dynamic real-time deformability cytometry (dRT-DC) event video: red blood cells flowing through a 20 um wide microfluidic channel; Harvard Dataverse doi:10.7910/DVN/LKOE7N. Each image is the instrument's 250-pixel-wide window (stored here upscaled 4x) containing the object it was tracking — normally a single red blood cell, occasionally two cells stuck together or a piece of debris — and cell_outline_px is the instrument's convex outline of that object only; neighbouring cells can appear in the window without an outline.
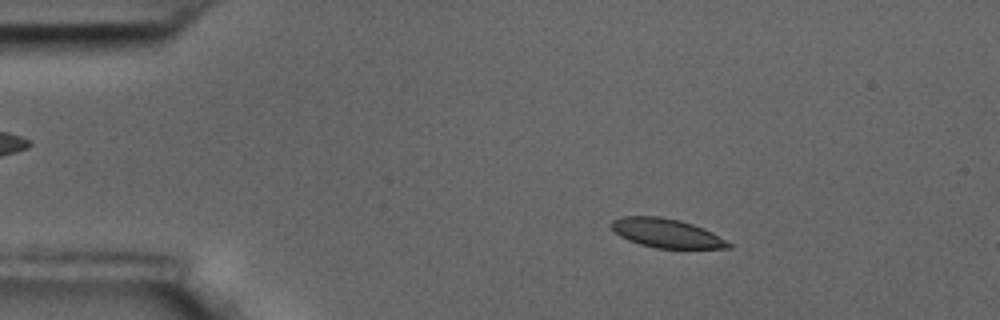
{"species": "common noctule bat (a hibernating species)", "species_latin": "Nyctalus noctula", "temperature_condition": "room temperature", "stored_images_in_passage": 17, "camera_frame_rate_fps": 3000, "um_per_image_px": 0.085, "animal": {"sex": "male", "body_mass_g": 17.5, "forearm_length_mm": 52.3}, "frame": {"image": 1, "passage_image": 10, "time_ms": 3.0, "image_size_px": [1000, 320], "cell_outline_px": [[732, 248], [656, 248], [640, 244], [628, 240], [620, 236], [608, 224], [612, 220], [620, 216], [660, 216], [680, 220], [704, 228], [712, 232], [732, 244]], "centroid_in_image_um": [56.62, 19.8], "position_along_channel_um": 28.4, "area_um2": 19.83}}